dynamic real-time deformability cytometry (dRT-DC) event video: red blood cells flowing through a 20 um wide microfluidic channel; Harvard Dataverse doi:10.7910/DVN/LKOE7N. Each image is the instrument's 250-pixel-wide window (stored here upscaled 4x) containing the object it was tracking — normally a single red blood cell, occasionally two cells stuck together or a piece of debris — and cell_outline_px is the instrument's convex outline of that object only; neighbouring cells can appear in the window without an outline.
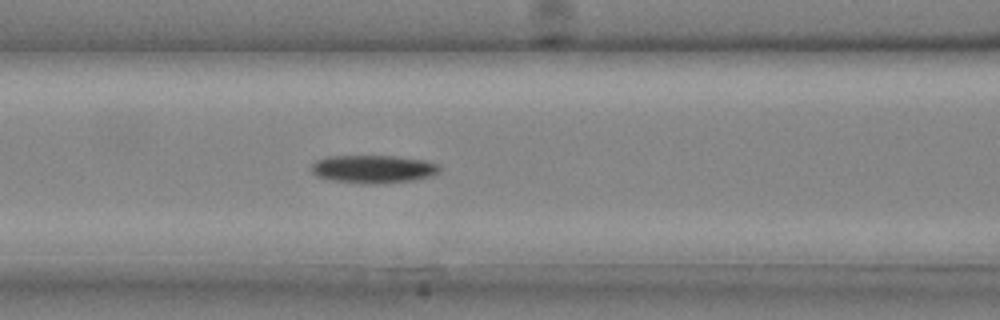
{"species": "common noctule bat (a hibernating species)", "species_latin": "Nyctalus noctula", "temperature_condition": "cold", "stored_images_in_passage": 23, "camera_frame_rate_fps": 3000, "um_per_image_px": 0.085, "animal": {"sex": "male", "body_mass_g": 20.4}, "frame": {"image": 1, "passage_image": 7, "time_ms": 2.0, "image_size_px": [1000, 320], "cell_outline_px": [[440, 168], [432, 176], [412, 180], [372, 184], [364, 184], [332, 180], [316, 176], [312, 172], [312, 164], [316, 160], [328, 156], [392, 156], [424, 160], [440, 164]], "centroid_in_image_um": [31.71, 14.37], "position_along_channel_um": 134.9, "area_um2": 20.81}}
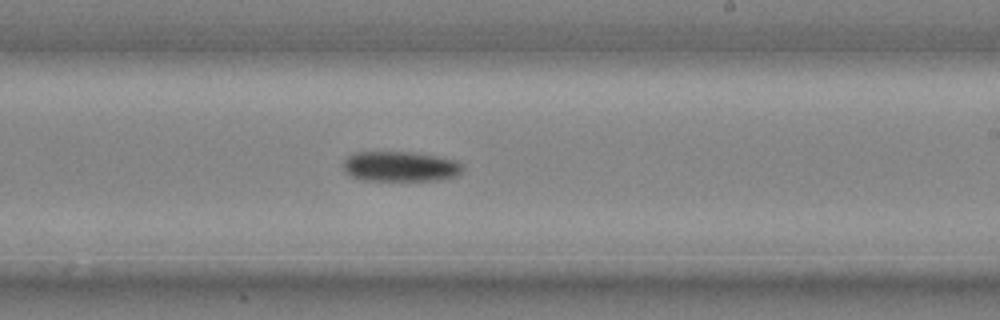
{"frame": {"image": 2, "passage_image": 13, "time_ms": 4.0, "image_size_px": [1000, 320], "cell_outline_px": [[464, 168], [456, 176], [444, 180], [364, 180], [352, 176], [344, 172], [344, 160], [352, 152], [412, 152], [436, 156], [456, 160], [464, 164]], "centroid_in_image_um": [34.05, 14.15], "position_along_channel_um": 254.9, "area_um2": 21.1}}
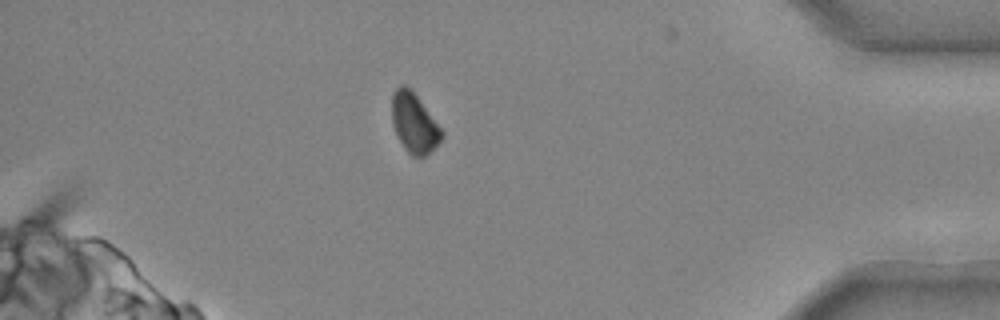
{"frame": {"image": 3, "passage_image": 22, "time_ms": 7.0, "image_size_px": [1000, 320], "cell_outline_px": [[444, 136], [424, 156], [412, 156], [404, 148], [392, 124], [392, 92], [400, 84], [404, 84], [416, 96], [444, 132]], "centroid_in_image_um": [35.18, 10.44], "position_along_channel_um": 400.0, "area_um2": 16.82}}